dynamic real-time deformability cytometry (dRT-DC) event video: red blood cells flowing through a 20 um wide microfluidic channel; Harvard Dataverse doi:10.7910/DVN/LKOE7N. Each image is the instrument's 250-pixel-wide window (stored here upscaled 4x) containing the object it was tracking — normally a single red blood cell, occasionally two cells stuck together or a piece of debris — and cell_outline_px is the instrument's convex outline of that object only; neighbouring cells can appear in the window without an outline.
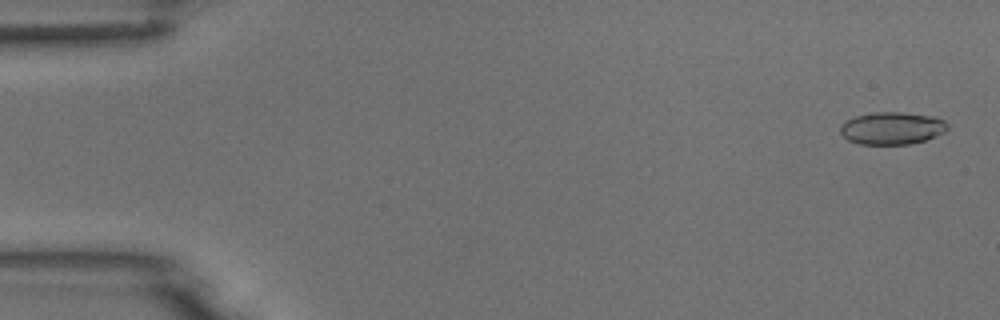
{"species": "common noctule bat (a hibernating species)", "species_latin": "Nyctalus noctula", "temperature_condition": "room temperature", "stored_images_in_passage": 10, "camera_frame_rate_fps": 3000, "um_per_image_px": 0.085, "animal": {"sex": "male", "body_mass_g": 18.8}, "frame": {"image": 1, "passage_image": 2, "time_ms": 0.333, "image_size_px": [1000, 320], "cell_outline_px": [[948, 128], [944, 132], [936, 136], [912, 144], [860, 144], [848, 140], [840, 132], [840, 124], [844, 120], [856, 116], [872, 112], [900, 112], [936, 116], [944, 120], [948, 124]], "centroid_in_image_um": [75.82, 10.89], "position_along_channel_um": 9.2, "area_um2": 20.46}}